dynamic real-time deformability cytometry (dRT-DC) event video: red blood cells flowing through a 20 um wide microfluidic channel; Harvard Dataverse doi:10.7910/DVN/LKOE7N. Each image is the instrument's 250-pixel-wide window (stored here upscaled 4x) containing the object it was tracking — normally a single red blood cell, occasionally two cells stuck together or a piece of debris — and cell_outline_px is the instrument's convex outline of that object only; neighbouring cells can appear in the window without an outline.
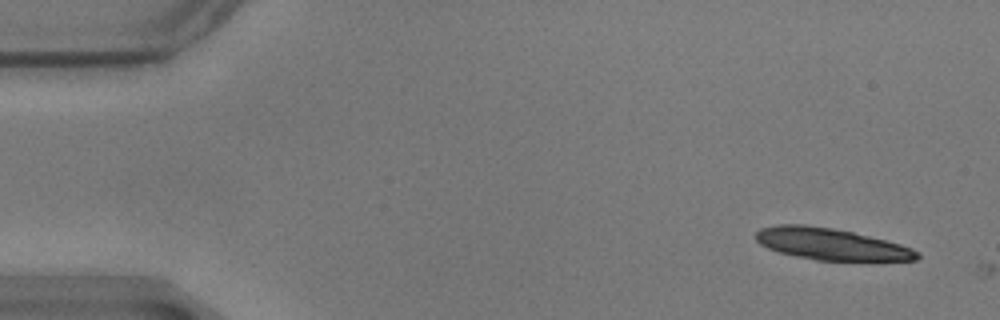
{"species": "common noctule bat (a hibernating species)", "species_latin": "Nyctalus noctula", "temperature_condition": "warm", "stored_images_in_passage": 2, "camera_frame_rate_fps": 3000, "um_per_image_px": 0.085, "animal": {"sex": "male", "body_mass_g": 17.9}, "frame": {"image": 1, "passage_image": 1, "time_ms": 0.0, "image_size_px": [1000, 320], "cell_outline_px": [[920, 256], [916, 260], [816, 260], [796, 256], [780, 252], [768, 248], [760, 244], [756, 240], [756, 232], [760, 228], [776, 224], [804, 224], [832, 228], [852, 232], [900, 244], [912, 248], [920, 252]], "centroid_in_image_um": [70.6, 20.74], "position_along_channel_um": 14.4, "area_um2": 29.48}}